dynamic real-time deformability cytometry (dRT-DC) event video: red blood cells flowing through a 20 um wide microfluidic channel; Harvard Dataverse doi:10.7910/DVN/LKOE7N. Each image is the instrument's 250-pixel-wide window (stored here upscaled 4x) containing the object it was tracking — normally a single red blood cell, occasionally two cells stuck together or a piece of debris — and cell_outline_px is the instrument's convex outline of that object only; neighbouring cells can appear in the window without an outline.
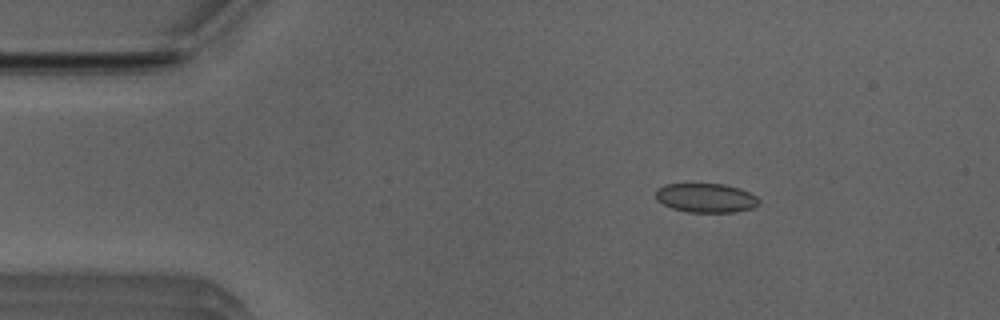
{"species": "Egyptian fruit bat (a non-hibernating species)", "species_latin": "Rousettus aegyptiacus", "temperature_condition": "room temperature", "stored_images_in_passage": 47, "camera_frame_rate_fps": 3000, "um_per_image_px": 0.085, "animal": {"sex": "male"}, "frame": {"image": 1, "passage_image": 4, "time_ms": 1.0, "image_size_px": [1000, 320], "cell_outline_px": [[760, 200], [752, 208], [736, 212], [688, 212], [672, 208], [656, 200], [656, 188], [664, 184], [724, 184], [740, 188], [756, 196]], "centroid_in_image_um": [59.98, 16.81], "position_along_channel_um": 25.0, "area_um2": 17.51}}
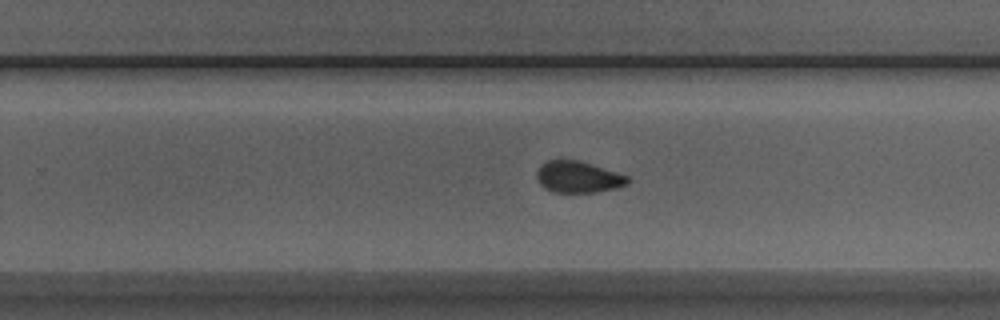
{"frame": {"image": 2, "passage_image": 28, "time_ms": 9.0, "image_size_px": [1000, 320], "cell_outline_px": [[632, 180], [628, 184], [616, 188], [596, 192], [552, 192], [544, 188], [540, 184], [536, 176], [536, 172], [540, 164], [548, 160], [576, 160], [616, 172], [628, 176]], "centroid_in_image_um": [49.13, 15.05], "position_along_channel_um": 280.7, "area_um2": 16.65}}
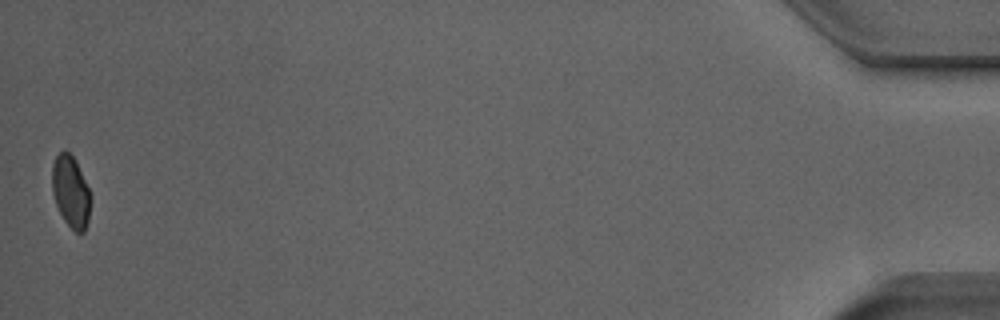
{"frame": {"image": 3, "passage_image": 47, "time_ms": 15.333, "image_size_px": [1000, 320], "cell_outline_px": [[92, 196], [88, 220], [84, 232], [76, 232], [64, 220], [56, 204], [52, 192], [52, 164], [56, 156], [64, 148], [76, 160]], "centroid_in_image_um": [6.02, 16.26], "position_along_channel_um": 429.2, "area_um2": 16.18}, "authors_computed_cell_mechanics": {"area_um2": 17.5134, "velocity_mm_per_s": 3.9684, "shape_relaxation_time_tau1_ms": null, "shape_relaxation_time_tau2_ms": 1.6293, "deformation_change_tau1": null, "deformation_change_tau2": 0.0468}}